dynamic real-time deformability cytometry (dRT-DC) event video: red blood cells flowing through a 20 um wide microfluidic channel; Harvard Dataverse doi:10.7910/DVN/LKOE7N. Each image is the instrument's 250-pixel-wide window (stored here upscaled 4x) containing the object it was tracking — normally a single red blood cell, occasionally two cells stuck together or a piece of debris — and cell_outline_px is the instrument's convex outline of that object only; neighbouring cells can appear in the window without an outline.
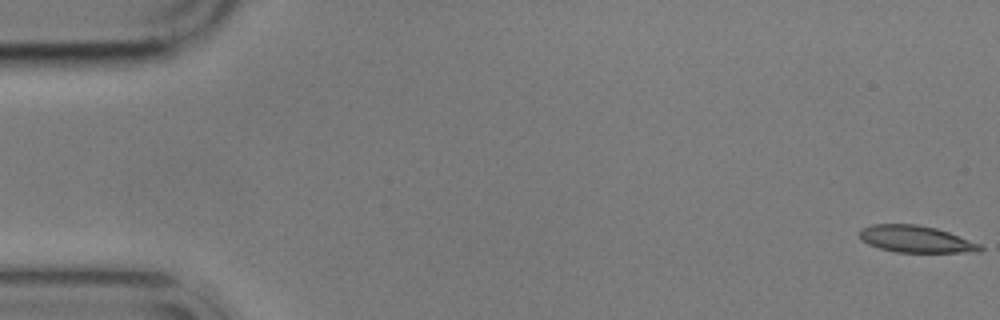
{"species": "common noctule bat (a hibernating species)", "species_latin": "Nyctalus noctula", "temperature_condition": "cold", "stored_images_in_passage": 4, "camera_frame_rate_fps": 3000, "um_per_image_px": 0.085, "animal": {"sex": "male", "body_mass_g": 17.9}, "frame": {"image": 1, "passage_image": 1, "time_ms": 0.0, "image_size_px": [1000, 320], "cell_outline_px": [[984, 248], [980, 252], [896, 252], [880, 248], [868, 244], [860, 240], [860, 228], [872, 224], [916, 224], [936, 228], [948, 232], [980, 244]], "centroid_in_image_um": [77.83, 20.32], "position_along_channel_um": 7.2, "area_um2": 18.84}}
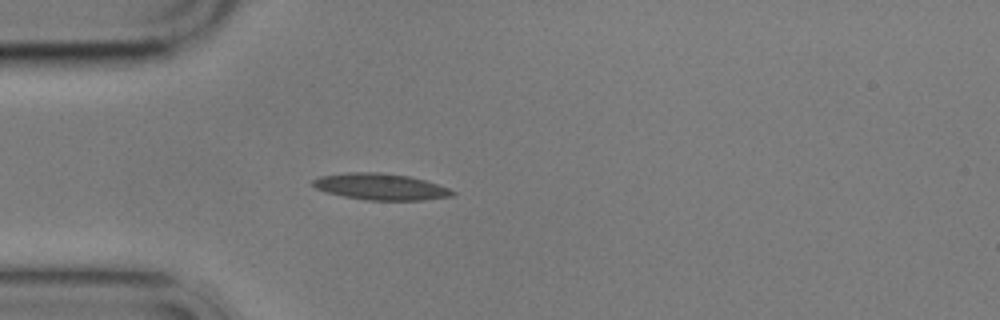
{"frame": {"image": 2, "passage_image": 4, "time_ms": 5.0, "image_size_px": [1000, 320], "cell_outline_px": [[456, 196], [424, 200], [368, 200], [344, 196], [328, 192], [316, 188], [312, 184], [312, 180], [320, 176], [348, 172], [380, 172], [408, 176], [424, 180], [448, 188], [456, 192]], "centroid_in_image_um": [32.38, 15.87], "position_along_channel_um": 52.6, "area_um2": 21.39}}